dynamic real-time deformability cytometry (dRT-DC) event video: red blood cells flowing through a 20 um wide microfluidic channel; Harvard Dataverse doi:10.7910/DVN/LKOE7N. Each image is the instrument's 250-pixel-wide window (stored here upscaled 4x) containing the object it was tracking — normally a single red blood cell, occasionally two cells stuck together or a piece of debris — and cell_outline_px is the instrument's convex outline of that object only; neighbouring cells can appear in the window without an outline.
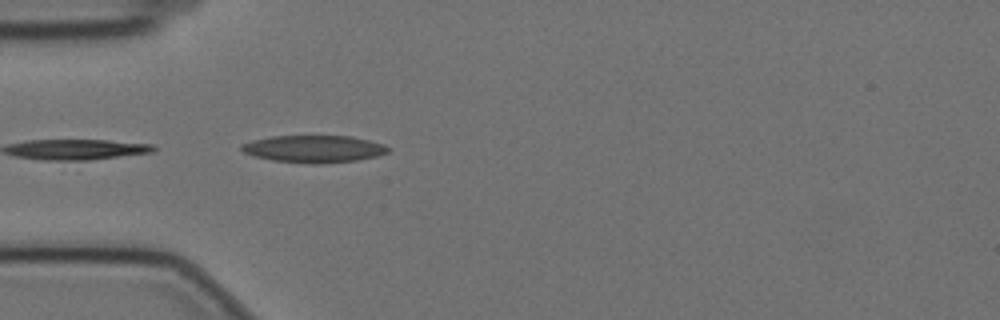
{"species": "Egyptian fruit bat (a non-hibernating species)", "species_latin": "Rousettus aegyptiacus", "temperature_condition": "cold", "stored_images_in_passage": 27, "camera_frame_rate_fps": 3000, "um_per_image_px": 0.085, "animal": {"sex": "female"}, "frame": {"image": 1, "passage_image": 1, "time_ms": 0.0, "image_size_px": [1000, 320], "cell_outline_px": [[392, 148], [388, 152], [376, 156], [356, 160], [320, 164], [312, 164], [272, 160], [252, 156], [244, 152], [240, 148], [240, 144], [252, 140], [272, 136], [352, 136], [384, 144]], "centroid_in_image_um": [26.67, 12.65], "position_along_channel_um": 58.3, "area_um2": 23.35}}